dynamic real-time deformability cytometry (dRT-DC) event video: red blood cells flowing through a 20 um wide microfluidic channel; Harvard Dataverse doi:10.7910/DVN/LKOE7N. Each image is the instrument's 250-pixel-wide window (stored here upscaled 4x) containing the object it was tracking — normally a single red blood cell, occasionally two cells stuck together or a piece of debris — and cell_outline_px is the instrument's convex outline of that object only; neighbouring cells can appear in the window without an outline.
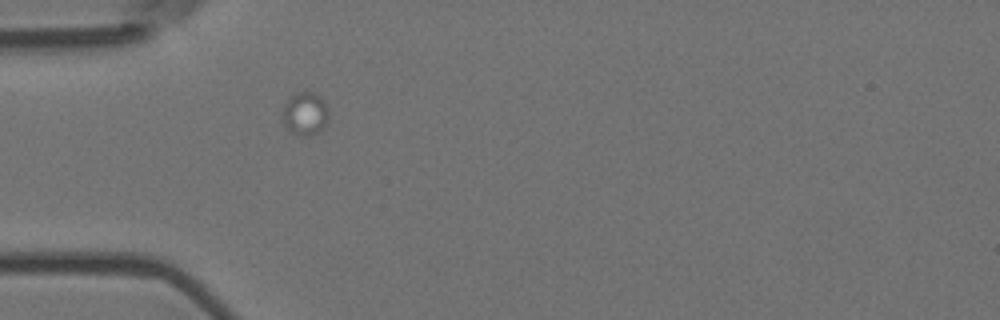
{"species": "Egyptian fruit bat (a non-hibernating species)", "species_latin": "Rousettus aegyptiacus", "temperature_condition": "room temperature", "stored_images_in_passage": 1, "camera_frame_rate_fps": 3000, "um_per_image_px": 0.085, "animal": {"sex": "female"}, "frame": {"image": 1, "passage_image": 1, "time_ms": 0.0, "image_size_px": [1000, 320], "cell_outline_px": [[328, 116], [324, 128], [308, 136], [300, 136], [292, 132], [288, 128], [280, 112], [284, 104], [296, 92], [304, 88], [312, 92], [324, 100], [328, 112]], "centroid_in_image_um": [25.92, 9.62], "position_along_channel_um": 59.1, "area_um2": 11.68}}